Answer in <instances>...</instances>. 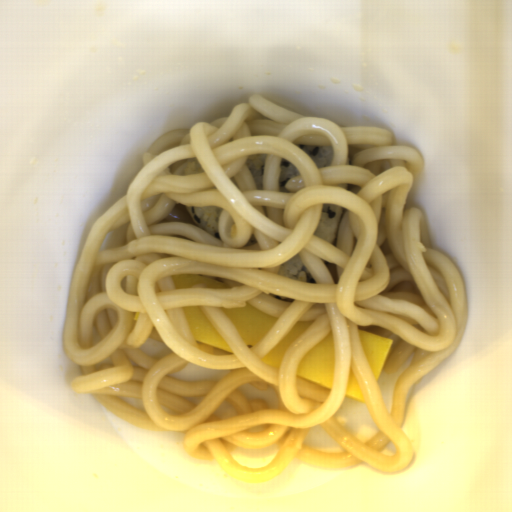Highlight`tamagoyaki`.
Listing matches in <instances>:
<instances>
[{
  "mask_svg": "<svg viewBox=\"0 0 512 512\" xmlns=\"http://www.w3.org/2000/svg\"><path fill=\"white\" fill-rule=\"evenodd\" d=\"M249 349L262 344L278 319L247 304L238 308H221Z\"/></svg>",
  "mask_w": 512,
  "mask_h": 512,
  "instance_id": "tamagoyaki-1",
  "label": "tamagoyaki"
},
{
  "mask_svg": "<svg viewBox=\"0 0 512 512\" xmlns=\"http://www.w3.org/2000/svg\"><path fill=\"white\" fill-rule=\"evenodd\" d=\"M336 343L328 331L326 337L301 359L296 374L332 391Z\"/></svg>",
  "mask_w": 512,
  "mask_h": 512,
  "instance_id": "tamagoyaki-2",
  "label": "tamagoyaki"
},
{
  "mask_svg": "<svg viewBox=\"0 0 512 512\" xmlns=\"http://www.w3.org/2000/svg\"><path fill=\"white\" fill-rule=\"evenodd\" d=\"M196 343L231 352V349L200 307H182Z\"/></svg>",
  "mask_w": 512,
  "mask_h": 512,
  "instance_id": "tamagoyaki-3",
  "label": "tamagoyaki"
},
{
  "mask_svg": "<svg viewBox=\"0 0 512 512\" xmlns=\"http://www.w3.org/2000/svg\"><path fill=\"white\" fill-rule=\"evenodd\" d=\"M358 335L365 358L375 378L380 377L388 359L392 339H388L358 328Z\"/></svg>",
  "mask_w": 512,
  "mask_h": 512,
  "instance_id": "tamagoyaki-4",
  "label": "tamagoyaki"
},
{
  "mask_svg": "<svg viewBox=\"0 0 512 512\" xmlns=\"http://www.w3.org/2000/svg\"><path fill=\"white\" fill-rule=\"evenodd\" d=\"M310 321L295 322L280 341L261 359L275 370L281 369L288 349L293 341L306 329Z\"/></svg>",
  "mask_w": 512,
  "mask_h": 512,
  "instance_id": "tamagoyaki-5",
  "label": "tamagoyaki"
},
{
  "mask_svg": "<svg viewBox=\"0 0 512 512\" xmlns=\"http://www.w3.org/2000/svg\"><path fill=\"white\" fill-rule=\"evenodd\" d=\"M343 394H345V395H347V396L355 399L356 401L367 406L366 398L363 393V390H362V388H361V386L351 368L349 371L348 381H347V384H346Z\"/></svg>",
  "mask_w": 512,
  "mask_h": 512,
  "instance_id": "tamagoyaki-6",
  "label": "tamagoyaki"
}]
</instances>
